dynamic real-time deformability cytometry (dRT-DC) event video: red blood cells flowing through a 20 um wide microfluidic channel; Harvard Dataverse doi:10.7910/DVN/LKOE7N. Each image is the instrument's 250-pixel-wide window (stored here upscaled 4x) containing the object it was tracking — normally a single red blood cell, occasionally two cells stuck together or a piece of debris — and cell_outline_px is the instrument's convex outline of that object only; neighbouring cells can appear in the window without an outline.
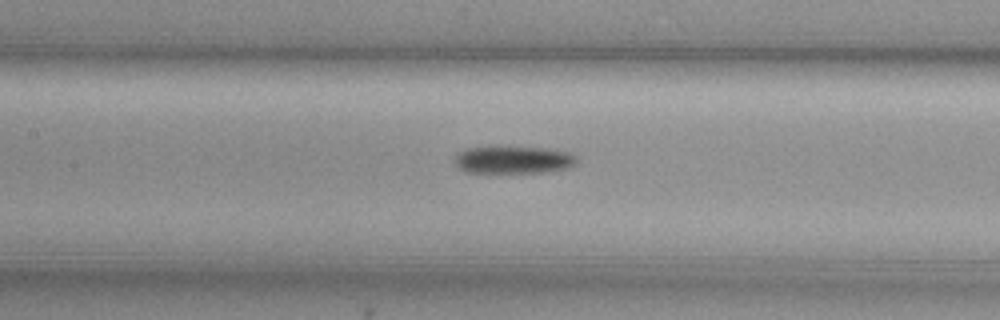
{"species": "common noctule bat (a hibernating species)", "species_latin": "Nyctalus noctula", "temperature_condition": "cold", "stored_images_in_passage": 28, "camera_frame_rate_fps": 3000, "um_per_image_px": 0.085, "animal": {"sex": "female", "body_mass_g": 29.2, "forearm_length_mm": 56.3}, "frame": {"image": 1, "passage_image": 10, "time_ms": 3.0, "image_size_px": [1000, 320], "cell_outline_px": [[576, 164], [568, 168], [548, 172], [464, 172], [452, 160], [460, 152], [468, 148], [492, 144], [496, 144], [548, 148], [568, 152], [576, 156]], "centroid_in_image_um": [43.62, 13.53], "position_along_channel_um": 163.8, "area_um2": 20.35}}
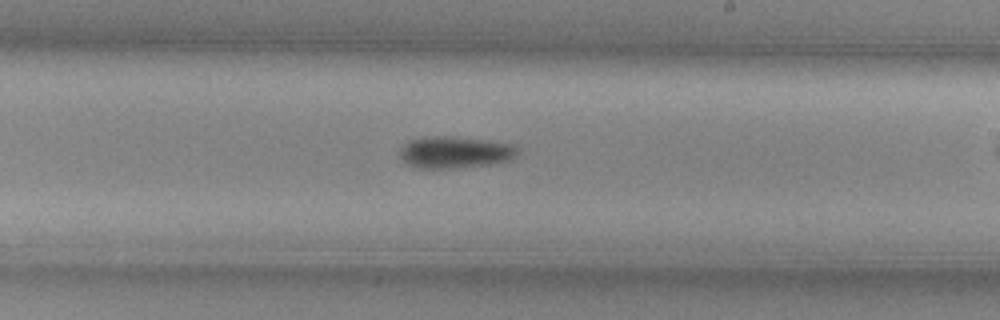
{"frame": {"image": 2, "passage_image": 17, "time_ms": 5.333, "image_size_px": [1000, 320], "cell_outline_px": [[516, 152], [512, 160], [488, 164], [456, 168], [412, 168], [404, 164], [400, 156], [400, 148], [408, 140], [432, 136], [448, 136], [480, 140], [508, 144], [516, 148]], "centroid_in_image_um": [38.55, 12.96], "position_along_channel_um": 250.5, "area_um2": 21.56}}
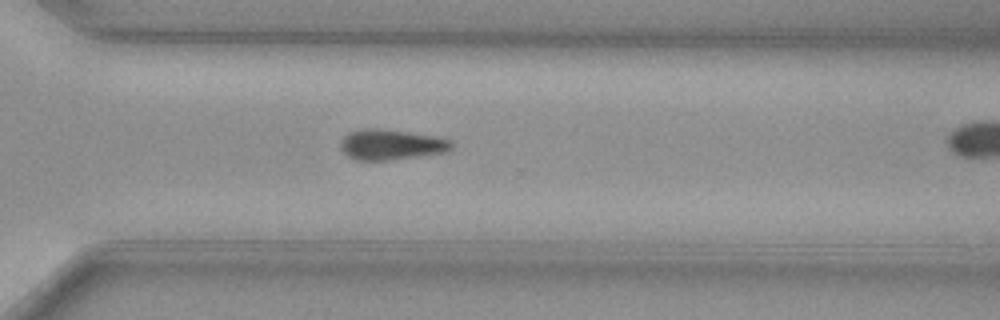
{"frame": {"image": 3, "passage_image": 24, "time_ms": 7.667, "image_size_px": [1000, 320], "cell_outline_px": [[452, 148], [444, 152], [392, 160], [356, 160], [348, 156], [340, 148], [340, 140], [348, 132], [360, 128], [380, 128], [436, 136], [452, 140]], "centroid_in_image_um": [33.21, 12.28], "position_along_channel_um": 337.4, "area_um2": 19.83}}